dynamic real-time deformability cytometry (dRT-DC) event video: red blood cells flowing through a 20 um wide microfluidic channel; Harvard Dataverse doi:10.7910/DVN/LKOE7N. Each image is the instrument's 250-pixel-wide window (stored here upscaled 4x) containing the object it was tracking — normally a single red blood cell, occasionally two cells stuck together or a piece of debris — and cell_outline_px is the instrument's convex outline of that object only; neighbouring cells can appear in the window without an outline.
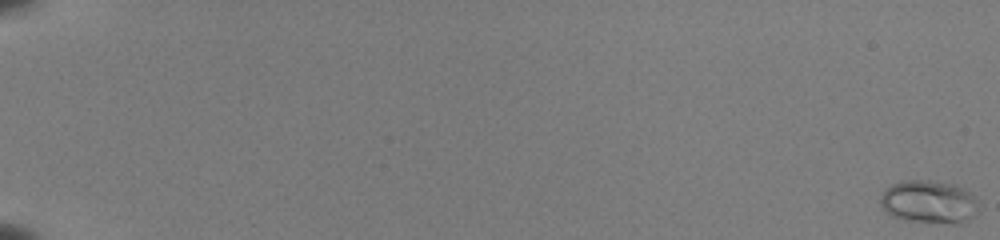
{"species": "common noctule bat (a hibernating species)", "species_latin": "Nyctalus noctula", "temperature_condition": "room temperature", "stored_images_in_passage": 55, "camera_frame_rate_fps": 3000, "um_per_image_px": 0.085, "animal": {"sex": "female", "body_mass_g": 22.0, "forearm_length_mm": 56.7}, "frame": {"image": 1, "passage_image": 1, "time_ms": 0.0, "image_size_px": [1000, 240], "cell_outline_px": [[980, 212], [960, 224], [952, 224], [908, 220], [892, 216], [880, 204], [880, 196], [892, 184], [904, 180], [928, 180], [956, 184], [964, 188], [972, 196]], "centroid_in_image_um": [78.98, 17.16], "position_along_channel_um": 6.0, "area_um2": 24.51}}
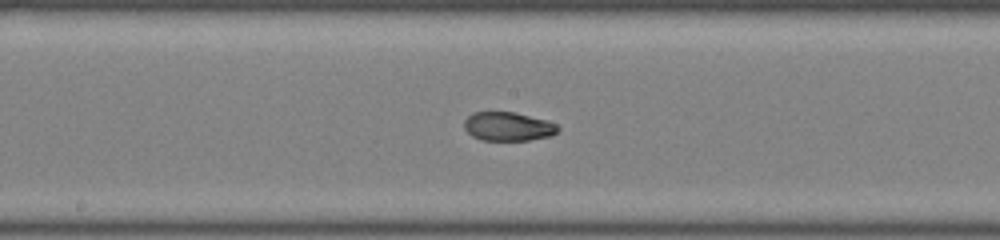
{"frame": {"image": 2, "passage_image": 33, "time_ms": 10.667, "image_size_px": [1000, 240], "cell_outline_px": [[560, 128], [552, 136], [528, 140], [480, 140], [472, 136], [464, 128], [464, 120], [472, 112], [516, 112], [548, 120], [556, 124]], "centroid_in_image_um": [43.19, 10.74], "position_along_channel_um": 205.0, "area_um2": 15.9}}
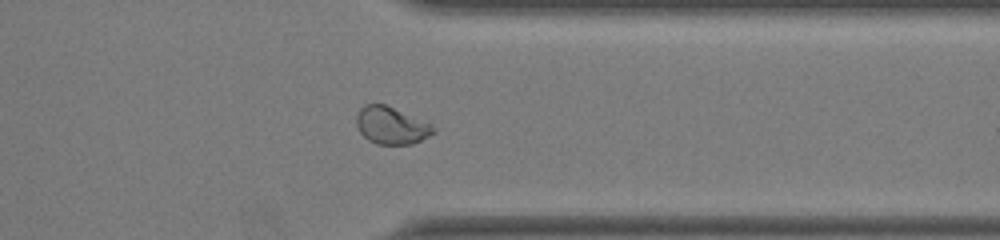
{"frame": {"image": 3, "passage_image": 46, "time_ms": 15.0, "image_size_px": [1000, 240], "cell_outline_px": [[436, 132], [412, 144], [376, 144], [368, 140], [360, 132], [356, 124], [356, 116], [360, 108], [364, 104], [384, 104], [432, 124], [436, 128]], "centroid_in_image_um": [33.25, 10.67], "position_along_channel_um": 378.2, "area_um2": 16.65}, "authors_computed_cell_mechanics": {"area_um2": 16.8198, "velocity_mm_per_s": 3.982, "shape_relaxation_time_tau1_ms": 4.135, "shape_relaxation_time_tau2_ms": 1.7263, "deformation_change_tau1": 0.1794, "deformation_change_tau2": 0.0362}}